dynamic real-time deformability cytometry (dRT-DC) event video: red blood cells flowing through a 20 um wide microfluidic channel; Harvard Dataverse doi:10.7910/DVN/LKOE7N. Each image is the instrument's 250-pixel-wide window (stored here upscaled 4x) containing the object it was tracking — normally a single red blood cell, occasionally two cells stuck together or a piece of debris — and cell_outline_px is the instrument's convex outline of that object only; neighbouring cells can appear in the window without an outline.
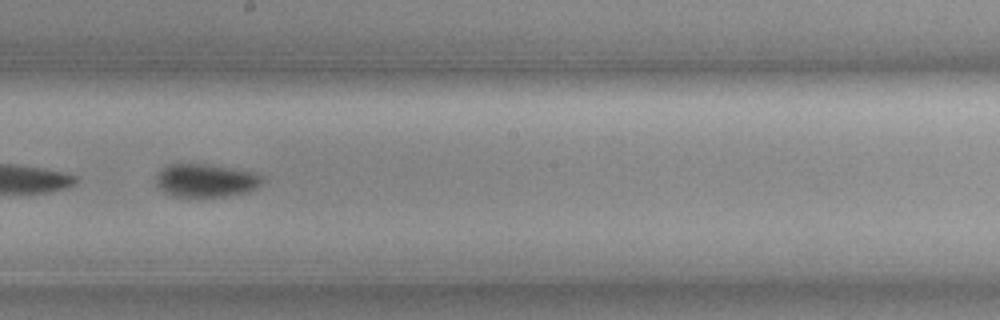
{"species": "common noctule bat (a hibernating species)", "species_latin": "Nyctalus noctula", "temperature_condition": "cold", "stored_images_in_passage": 31, "camera_frame_rate_fps": 3000, "um_per_image_px": 0.085, "animal": {"sex": "female", "body_mass_g": 19.3, "forearm_length_mm": 54.1}, "frame": {"image": 1, "passage_image": 14, "time_ms": 4.333, "image_size_px": [1000, 320], "cell_outline_px": [[264, 180], [256, 188], [248, 192], [224, 196], [172, 196], [164, 192], [156, 184], [156, 176], [168, 164], [204, 164], [252, 172], [260, 176]], "centroid_in_image_um": [17.47, 15.35], "position_along_channel_um": 230.7, "area_um2": 20.11}, "authors_computed_cell_mechanics": {"area_um2": 20.0566, "velocity_mm_per_s": 3.7018, "shape_relaxation_time_tau1_ms": 4.632, "shape_relaxation_time_tau2_ms": null, "deformation_change_tau1": 0.1004, "deformation_change_tau2": null}}